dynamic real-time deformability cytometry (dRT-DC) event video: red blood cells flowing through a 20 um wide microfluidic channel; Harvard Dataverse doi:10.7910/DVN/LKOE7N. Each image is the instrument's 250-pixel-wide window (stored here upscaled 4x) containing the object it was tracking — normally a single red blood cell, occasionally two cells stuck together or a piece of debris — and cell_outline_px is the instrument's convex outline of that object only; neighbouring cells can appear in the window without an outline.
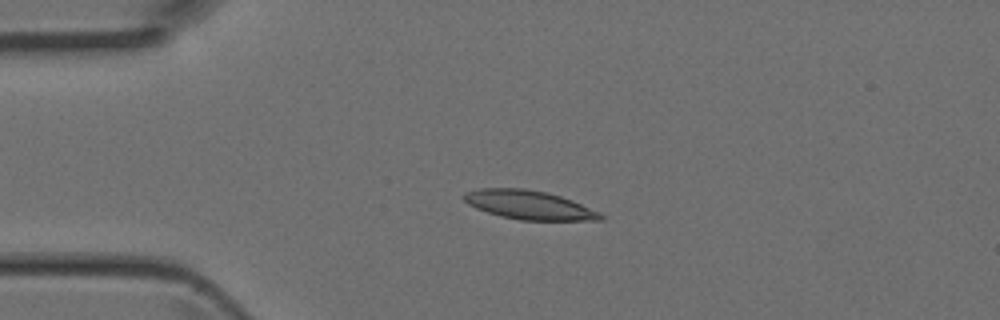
{"species": "Egyptian fruit bat (a non-hibernating species)", "species_latin": "Rousettus aegyptiacus", "temperature_condition": "room temperature", "stored_images_in_passage": 5, "camera_frame_rate_fps": 3000, "um_per_image_px": 0.085, "animal": {"sex": "female"}, "frame": {"image": 1, "passage_image": 3, "time_ms": 0.667, "image_size_px": [1000, 320], "cell_outline_px": [[604, 220], [520, 220], [500, 216], [476, 208], [468, 204], [460, 196], [464, 192], [480, 188], [524, 188], [548, 192], [572, 200], [600, 212], [604, 216]], "centroid_in_image_um": [44.95, 17.41], "position_along_channel_um": 40.1, "area_um2": 23.12}}
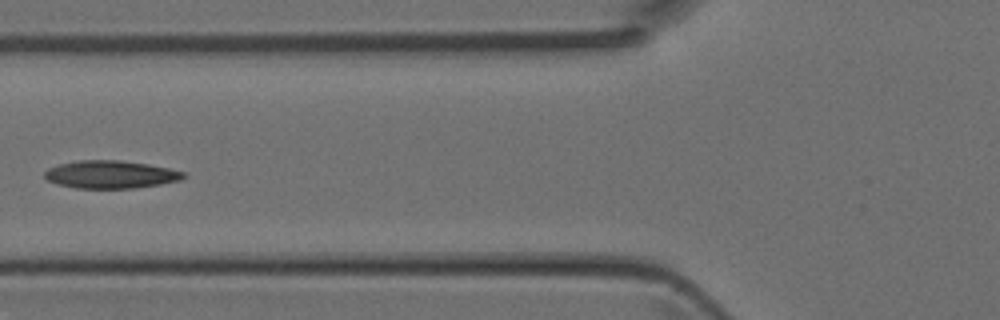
{"frame": {"image": 2, "passage_image": 5, "time_ms": 1.333, "image_size_px": [1000, 320], "cell_outline_px": [[188, 176], [180, 180], [160, 184], [136, 188], [76, 188], [60, 184], [48, 180], [44, 176], [44, 172], [48, 168], [60, 164], [80, 160], [120, 160], [148, 164], [168, 168], [184, 172]], "centroid_in_image_um": [9.43, 14.83], "position_along_channel_um": 116.4, "area_um2": 22.37}}